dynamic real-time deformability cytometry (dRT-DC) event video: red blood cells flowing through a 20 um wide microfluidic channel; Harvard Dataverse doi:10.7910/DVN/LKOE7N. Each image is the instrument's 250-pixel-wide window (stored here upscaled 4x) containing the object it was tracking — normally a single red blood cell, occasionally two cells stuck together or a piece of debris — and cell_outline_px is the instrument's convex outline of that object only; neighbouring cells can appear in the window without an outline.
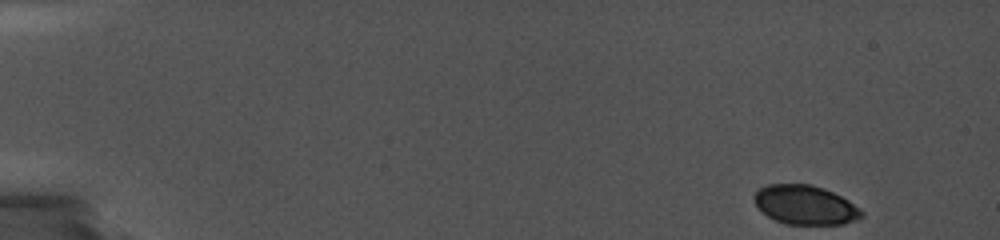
{"species": "common noctule bat (a hibernating species)", "species_latin": "Nyctalus noctula", "temperature_condition": "cold", "stored_images_in_passage": 11, "camera_frame_rate_fps": 5000, "um_per_image_px": 0.085, "animal": {"sex": "female", "body_mass_g": 19.0, "forearm_length_mm": 56.7}, "frame": {"image": 1, "passage_image": 1, "time_ms": 0.0, "image_size_px": [1000, 240], "cell_outline_px": [[864, 216], [856, 220], [844, 224], [784, 224], [768, 216], [756, 204], [752, 196], [760, 188], [768, 184], [812, 184], [824, 188], [848, 200], [860, 208], [864, 212]], "centroid_in_image_um": [68.47, 17.42], "position_along_channel_um": 16.5, "area_um2": 24.51}}
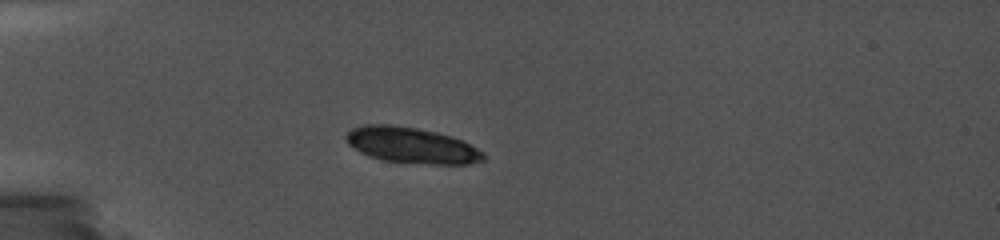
{"frame": {"image": 2, "passage_image": 9, "time_ms": 4.2, "image_size_px": [1000, 240], "cell_outline_px": [[484, 160], [468, 164], [428, 164], [384, 160], [368, 156], [360, 152], [348, 144], [344, 140], [344, 136], [352, 128], [364, 124], [388, 124], [416, 128], [436, 132], [452, 136], [484, 152]], "centroid_in_image_um": [34.94, 12.34], "position_along_channel_um": 50.1, "area_um2": 28.61}}